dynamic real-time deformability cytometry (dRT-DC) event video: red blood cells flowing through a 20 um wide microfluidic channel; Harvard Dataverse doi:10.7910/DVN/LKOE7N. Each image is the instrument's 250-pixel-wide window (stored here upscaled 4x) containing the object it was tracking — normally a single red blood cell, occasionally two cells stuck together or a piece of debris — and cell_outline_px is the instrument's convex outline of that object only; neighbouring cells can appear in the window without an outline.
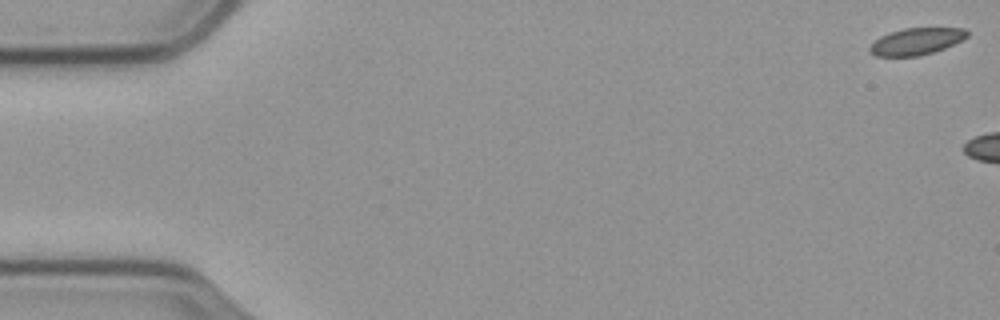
{"species": "common noctule bat (a hibernating species)", "species_latin": "Nyctalus noctula", "temperature_condition": "cold", "stored_images_in_passage": 14, "camera_frame_rate_fps": 3000, "um_per_image_px": 0.085, "animal": {"sex": "male", "body_mass_g": 23.1, "forearm_length_mm": 52.7}, "frame": {"image": 1, "passage_image": 1, "time_ms": 0.0, "image_size_px": [1000, 320], "cell_outline_px": [[968, 36], [944, 48], [920, 56], [876, 56], [868, 52], [868, 48], [880, 36], [888, 32], [904, 28], [964, 28], [968, 32]], "centroid_in_image_um": [77.84, 3.51], "position_along_channel_um": 7.2, "area_um2": 15.14}}